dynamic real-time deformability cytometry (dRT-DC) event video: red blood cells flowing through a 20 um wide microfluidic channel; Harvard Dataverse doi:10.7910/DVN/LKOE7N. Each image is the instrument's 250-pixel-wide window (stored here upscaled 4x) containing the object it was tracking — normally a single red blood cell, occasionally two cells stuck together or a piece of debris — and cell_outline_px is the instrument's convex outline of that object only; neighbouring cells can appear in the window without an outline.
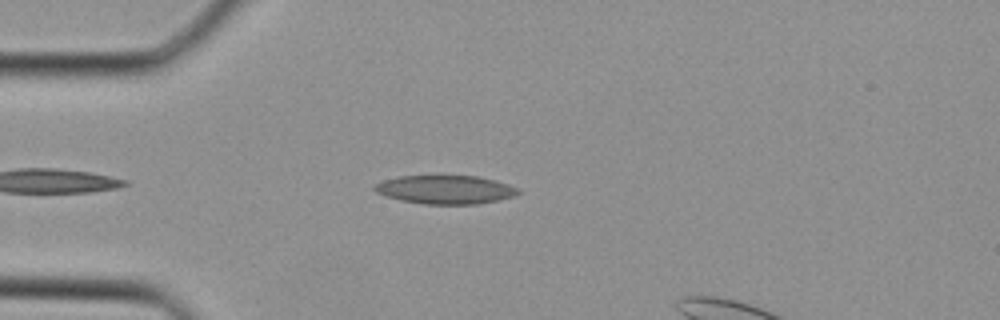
{"species": "Egyptian fruit bat (a non-hibernating species)", "species_latin": "Rousettus aegyptiacus", "temperature_condition": "cold", "stored_images_in_passage": 25, "camera_frame_rate_fps": 3000, "um_per_image_px": 0.085, "animal": {"sex": "female"}, "frame": {"image": 1, "passage_image": 2, "time_ms": 0.333, "image_size_px": [1000, 320], "cell_outline_px": [[520, 192], [516, 196], [476, 204], [424, 204], [400, 200], [376, 192], [372, 188], [376, 184], [384, 180], [400, 176], [476, 176], [496, 180], [520, 188]], "centroid_in_image_um": [37.89, 16.11], "position_along_channel_um": 47.1, "area_um2": 23.81}}
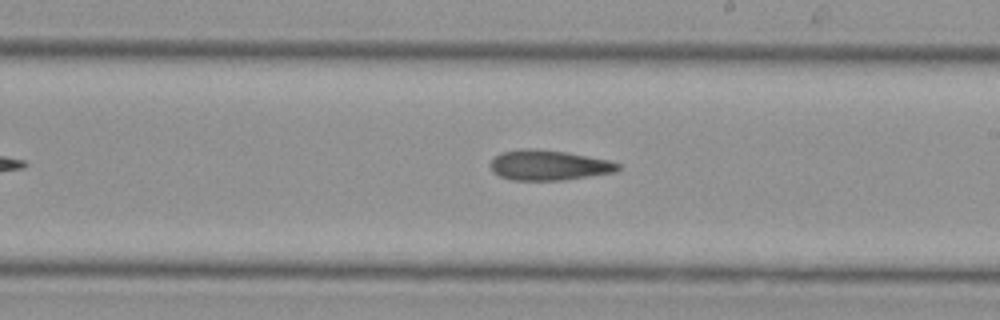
{"frame": {"image": 2, "passage_image": 13, "time_ms": 4.0, "image_size_px": [1000, 320], "cell_outline_px": [[620, 168], [616, 172], [564, 180], [512, 180], [500, 176], [492, 172], [492, 160], [500, 152], [520, 148], [536, 148], [568, 152], [612, 160], [620, 164]], "centroid_in_image_um": [46.68, 14.03], "position_along_channel_um": 242.3, "area_um2": 22.72}}
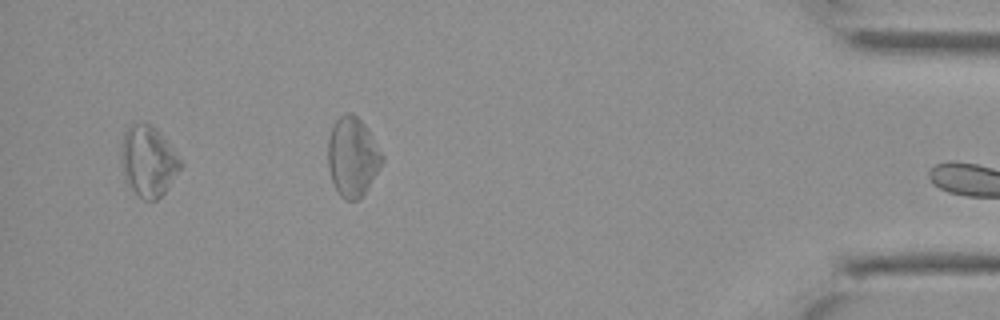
{"frame": {"image": 3, "passage_image": 24, "time_ms": 7.667, "image_size_px": [1000, 320], "cell_outline_px": [[184, 164], [164, 192], [156, 200], [144, 200], [124, 180], [120, 156], [120, 152], [124, 132], [132, 124], [152, 124], [164, 136], [184, 160]], "centroid_in_image_um": [12.63, 13.68], "position_along_channel_um": 422.6, "area_um2": 24.62}}